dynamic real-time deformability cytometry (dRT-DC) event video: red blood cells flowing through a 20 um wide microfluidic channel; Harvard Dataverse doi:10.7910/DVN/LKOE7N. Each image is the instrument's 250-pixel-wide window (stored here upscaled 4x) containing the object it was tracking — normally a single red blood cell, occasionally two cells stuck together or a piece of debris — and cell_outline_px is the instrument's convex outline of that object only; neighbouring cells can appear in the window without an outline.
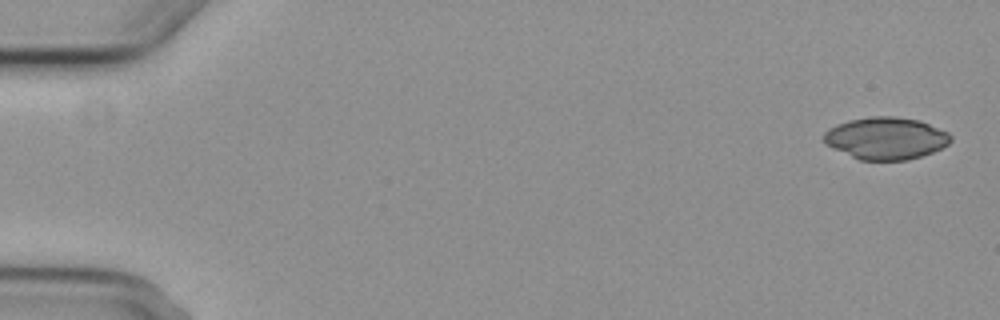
{"species": "common noctule bat (a hibernating species)", "species_latin": "Nyctalus noctula", "temperature_condition": "cold", "stored_images_in_passage": 3, "camera_frame_rate_fps": 3000, "um_per_image_px": 0.085, "animal": {"sex": "female", "body_mass_g": 29.2, "forearm_length_mm": 56.3}, "frame": {"image": 1, "passage_image": 1, "time_ms": 0.0, "image_size_px": [1000, 320], "cell_outline_px": [[952, 140], [948, 144], [932, 152], [908, 160], [860, 160], [832, 148], [824, 144], [824, 132], [828, 128], [836, 124], [848, 120], [868, 116], [896, 116], [920, 120], [948, 132], [952, 136]], "centroid_in_image_um": [75.28, 11.74], "position_along_channel_um": 9.7, "area_um2": 31.39}}